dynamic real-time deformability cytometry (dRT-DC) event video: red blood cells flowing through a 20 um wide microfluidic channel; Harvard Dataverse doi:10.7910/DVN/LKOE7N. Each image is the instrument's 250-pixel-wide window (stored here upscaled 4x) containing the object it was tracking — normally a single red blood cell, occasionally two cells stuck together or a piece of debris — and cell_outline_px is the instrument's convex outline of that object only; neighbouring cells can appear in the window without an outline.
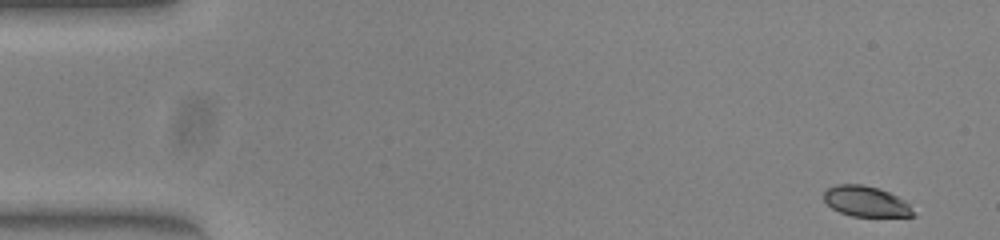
{"species": "common noctule bat (a hibernating species)", "species_latin": "Nyctalus noctula", "temperature_condition": "warm", "stored_images_in_passage": 50, "camera_frame_rate_fps": 3000, "um_per_image_px": 0.085, "animal": {"sex": "female", "body_mass_g": 23.0, "forearm_length_mm": 53.4}, "frame": {"image": 1, "passage_image": 1, "time_ms": 0.0, "image_size_px": [1000, 240], "cell_outline_px": [[916, 216], [852, 216], [840, 212], [832, 208], [824, 200], [824, 192], [828, 188], [836, 184], [860, 184], [880, 188], [904, 200], [908, 204]], "centroid_in_image_um": [73.58, 17.11], "position_along_channel_um": 11.4, "area_um2": 15.72}}
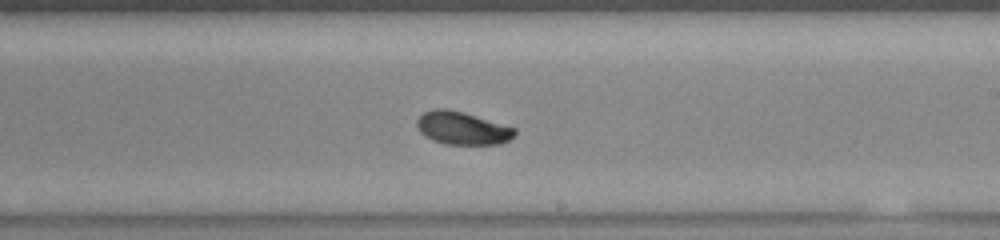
{"frame": {"image": 2, "passage_image": 29, "time_ms": 9.333, "image_size_px": [1000, 240], "cell_outline_px": [[516, 132], [508, 140], [500, 144], [448, 144], [432, 140], [420, 132], [416, 124], [416, 120], [424, 112], [436, 108], [444, 108], [464, 112], [516, 128]], "centroid_in_image_um": [39.28, 10.88], "position_along_channel_um": 249.7, "area_um2": 18.61}}
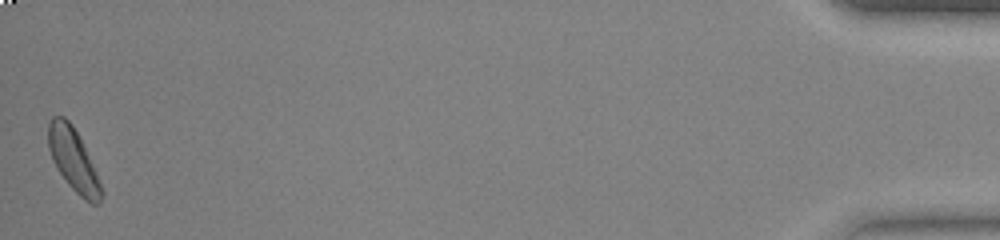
{"frame": {"image": 3, "passage_image": 50, "time_ms": 16.333, "image_size_px": [1000, 240], "cell_outline_px": [[104, 196], [100, 204], [92, 204], [84, 200], [68, 184], [56, 168], [52, 160], [48, 148], [48, 124], [52, 116], [64, 116], [72, 124], [84, 148], [104, 192]], "centroid_in_image_um": [6.21, 13.62], "position_along_channel_um": 429.0, "area_um2": 19.07}, "authors_computed_cell_mechanics": {"area_um2": 18.6405, "velocity_mm_per_s": 3.954, "shape_relaxation_time_tau1_ms": 2.8271, "shape_relaxation_time_tau2_ms": null, "deformation_change_tau1": 0.1099, "deformation_change_tau2": null}}